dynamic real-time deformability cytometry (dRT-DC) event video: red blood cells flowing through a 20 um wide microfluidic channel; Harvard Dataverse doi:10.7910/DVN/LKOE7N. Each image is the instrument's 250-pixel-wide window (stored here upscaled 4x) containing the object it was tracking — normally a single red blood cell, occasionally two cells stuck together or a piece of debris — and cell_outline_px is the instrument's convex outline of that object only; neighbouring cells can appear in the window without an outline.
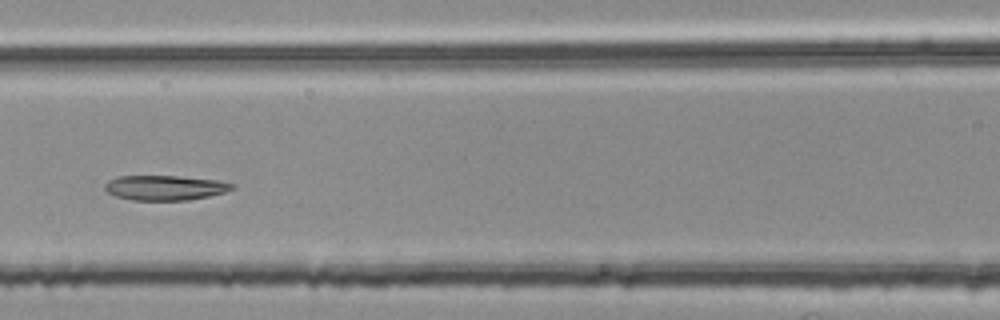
{"species": "common noctule bat (a hibernating species)", "species_latin": "Nyctalus noctula", "temperature_condition": "room temperature", "stored_images_in_passage": 15, "camera_frame_rate_fps": 3000, "um_per_image_px": 0.085, "animal": {"sex": "female", "body_mass_g": 25.1}, "frame": {"image": 1, "passage_image": 9, "time_ms": 2.667, "image_size_px": [1000, 320], "cell_outline_px": [[236, 188], [224, 192], [208, 196], [188, 200], [132, 200], [116, 196], [108, 192], [104, 188], [104, 184], [108, 180], [116, 176], [180, 176], [220, 180], [236, 184]], "centroid_in_image_um": [14.05, 15.94], "position_along_channel_um": 152.6, "area_um2": 18.61}}